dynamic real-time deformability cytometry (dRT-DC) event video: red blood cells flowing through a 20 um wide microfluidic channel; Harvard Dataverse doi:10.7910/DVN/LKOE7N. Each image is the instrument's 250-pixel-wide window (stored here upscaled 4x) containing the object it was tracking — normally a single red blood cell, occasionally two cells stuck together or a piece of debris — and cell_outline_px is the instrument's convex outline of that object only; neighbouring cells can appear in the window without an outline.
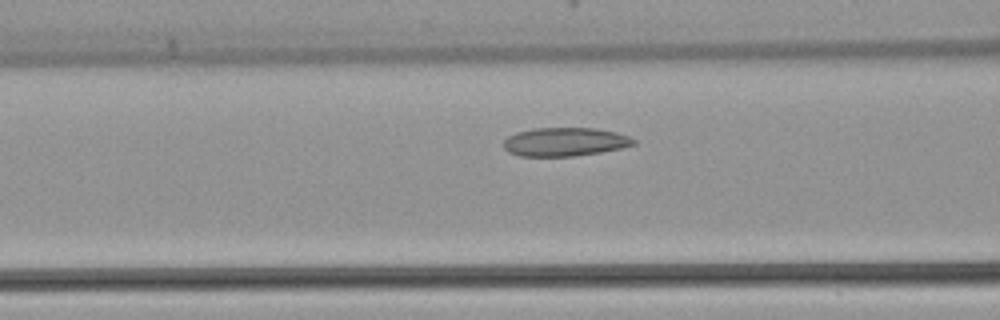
{"species": "common noctule bat (a hibernating species)", "species_latin": "Nyctalus noctula", "temperature_condition": "warm", "stored_images_in_passage": 35, "camera_frame_rate_fps": 3000, "um_per_image_px": 0.085, "animal": {"sex": "female", "body_mass_g": 22.7, "forearm_length_mm": 54.2}, "frame": {"image": 1, "passage_image": 13, "time_ms": 4.0, "image_size_px": [1000, 320], "cell_outline_px": [[636, 144], [620, 148], [600, 152], [572, 156], [520, 156], [508, 152], [504, 148], [504, 140], [508, 136], [516, 132], [536, 128], [592, 128], [616, 132], [628, 136], [636, 140]], "centroid_in_image_um": [48.0, 12.06], "position_along_channel_um": 118.6, "area_um2": 21.56}}
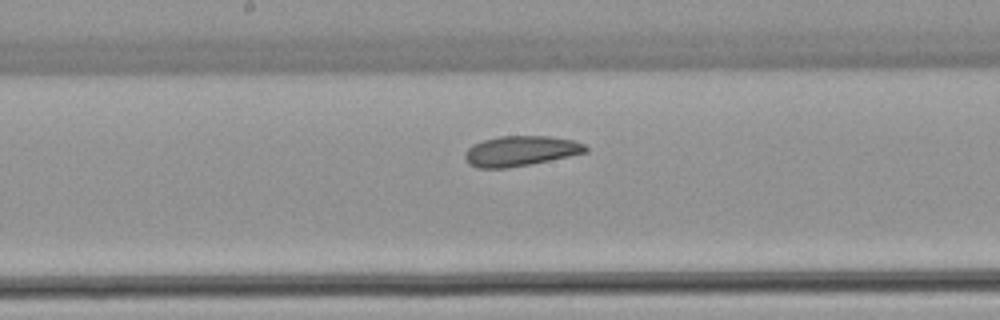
{"frame": {"image": 2, "passage_image": 19, "time_ms": 6.0, "image_size_px": [1000, 320], "cell_outline_px": [[588, 152], [508, 168], [476, 168], [468, 164], [464, 160], [464, 152], [472, 144], [484, 140], [500, 136], [548, 136], [572, 140], [584, 144], [588, 148]], "centroid_in_image_um": [44.19, 12.83], "position_along_channel_um": 204.0, "area_um2": 21.15}}
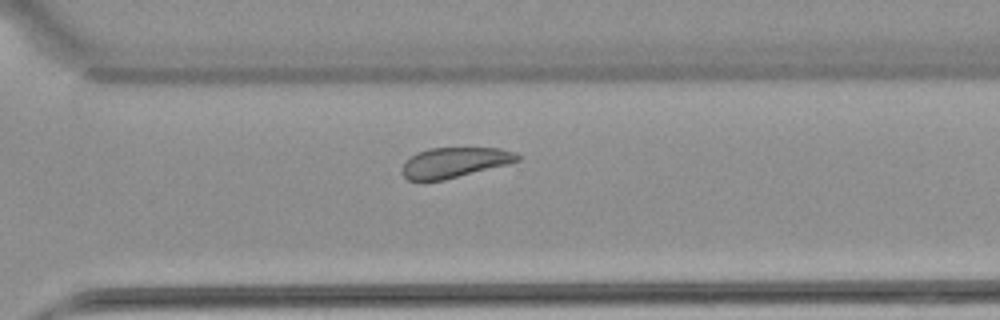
{"frame": {"image": 3, "passage_image": 28, "time_ms": 9.0, "image_size_px": [1000, 320], "cell_outline_px": [[520, 160], [508, 164], [444, 180], [408, 180], [400, 172], [404, 164], [416, 152], [428, 148], [500, 148], [516, 152], [520, 156]], "centroid_in_image_um": [38.65, 13.8], "position_along_channel_um": 331.9, "area_um2": 20.23}}